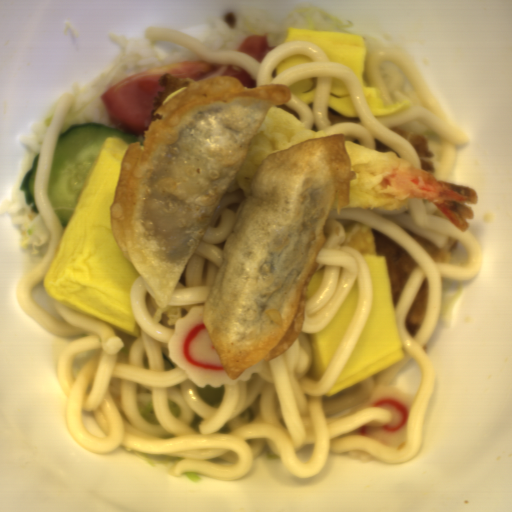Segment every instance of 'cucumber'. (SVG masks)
Returning <instances> with one entry per match:
<instances>
[{
	"mask_svg": "<svg viewBox=\"0 0 512 512\" xmlns=\"http://www.w3.org/2000/svg\"><path fill=\"white\" fill-rule=\"evenodd\" d=\"M108 137H117L129 147L143 146L145 136L126 133L118 127L88 121L70 126L59 135L49 175L47 198L65 229L88 174Z\"/></svg>",
	"mask_w": 512,
	"mask_h": 512,
	"instance_id": "cucumber-1",
	"label": "cucumber"
},
{
	"mask_svg": "<svg viewBox=\"0 0 512 512\" xmlns=\"http://www.w3.org/2000/svg\"><path fill=\"white\" fill-rule=\"evenodd\" d=\"M39 163V153L34 156L31 167L24 172L19 189L22 191L26 205H30V211L39 213L34 197V179Z\"/></svg>",
	"mask_w": 512,
	"mask_h": 512,
	"instance_id": "cucumber-2",
	"label": "cucumber"
}]
</instances>
